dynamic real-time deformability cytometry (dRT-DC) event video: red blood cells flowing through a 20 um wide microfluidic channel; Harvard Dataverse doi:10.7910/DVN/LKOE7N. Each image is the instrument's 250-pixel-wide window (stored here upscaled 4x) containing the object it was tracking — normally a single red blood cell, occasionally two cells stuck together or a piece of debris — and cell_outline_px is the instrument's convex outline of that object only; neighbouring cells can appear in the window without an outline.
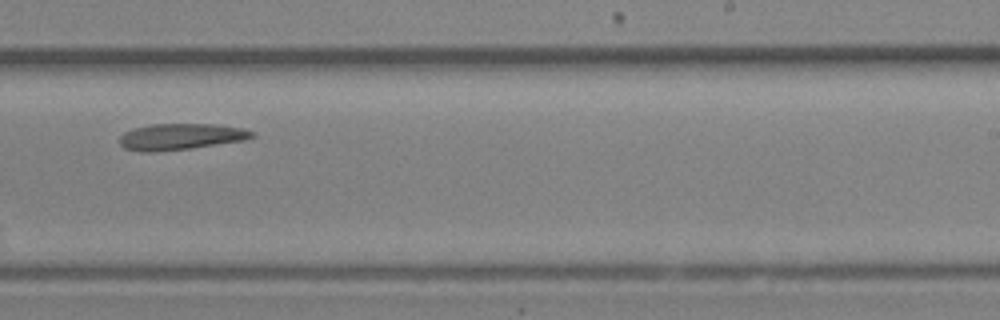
{"species": "Egyptian fruit bat (a non-hibernating species)", "species_latin": "Rousettus aegyptiacus", "temperature_condition": "room temperature", "stored_images_in_passage": 15, "camera_frame_rate_fps": 3000, "um_per_image_px": 0.085, "animal": {"sex": "female"}, "frame": {"image": 1, "passage_image": 13, "time_ms": 4.0, "image_size_px": [1000, 320], "cell_outline_px": [[256, 136], [244, 140], [192, 148], [156, 152], [140, 152], [124, 148], [120, 144], [120, 136], [124, 132], [132, 128], [152, 124], [216, 124], [244, 128], [252, 132]], "centroid_in_image_um": [15.34, 11.62], "position_along_channel_um": 273.7, "area_um2": 20.4}}
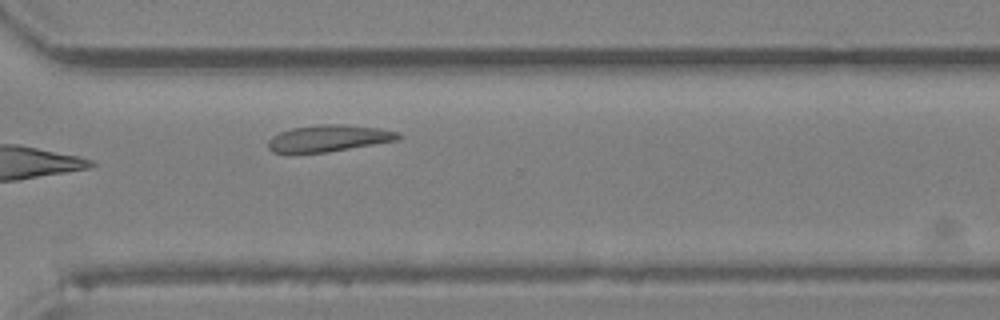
{"frame": {"image": 2, "passage_image": 15, "time_ms": 4.667, "image_size_px": [1000, 320], "cell_outline_px": [[404, 136], [396, 140], [328, 152], [292, 156], [272, 152], [268, 148], [268, 140], [272, 136], [280, 132], [292, 128], [320, 124], [340, 124], [380, 128], [400, 132]], "centroid_in_image_um": [27.86, 11.79], "position_along_channel_um": 342.7, "area_um2": 20.87}}